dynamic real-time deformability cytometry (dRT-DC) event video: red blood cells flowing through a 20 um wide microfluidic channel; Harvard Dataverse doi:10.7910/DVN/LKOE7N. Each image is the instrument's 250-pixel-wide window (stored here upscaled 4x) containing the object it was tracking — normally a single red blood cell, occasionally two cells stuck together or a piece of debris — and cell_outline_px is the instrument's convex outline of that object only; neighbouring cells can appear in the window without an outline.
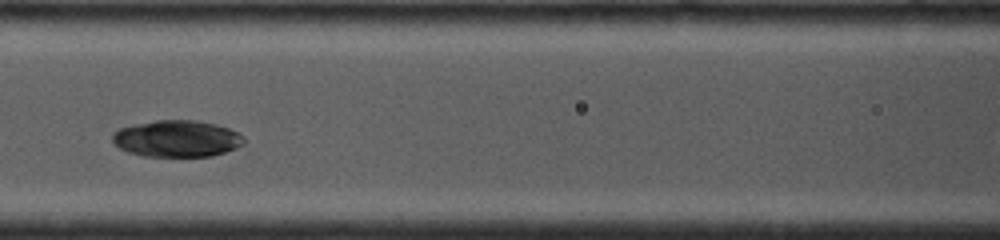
{"species": "common noctule bat (a hibernating species)", "species_latin": "Nyctalus noctula", "temperature_condition": "cold", "stored_images_in_passage": 6, "segment_of_instrument_passage": [1, 2], "camera_frame_rate_fps": 4000, "um_per_image_px": 0.085, "animal": {"sex": "female", "body_mass_g": 19.0, "forearm_length_mm": 53.3}, "frame": {"image": 1, "passage_image": 4, "time_ms": 1.75, "image_size_px": [1000, 240], "cell_outline_px": [[244, 144], [236, 148], [212, 156], [144, 156], [128, 152], [120, 148], [112, 140], [112, 132], [120, 128], [132, 124], [156, 120], [196, 120], [216, 124], [228, 128], [244, 136]], "centroid_in_image_um": [15.02, 11.77], "position_along_channel_um": 151.6, "area_um2": 28.15}}